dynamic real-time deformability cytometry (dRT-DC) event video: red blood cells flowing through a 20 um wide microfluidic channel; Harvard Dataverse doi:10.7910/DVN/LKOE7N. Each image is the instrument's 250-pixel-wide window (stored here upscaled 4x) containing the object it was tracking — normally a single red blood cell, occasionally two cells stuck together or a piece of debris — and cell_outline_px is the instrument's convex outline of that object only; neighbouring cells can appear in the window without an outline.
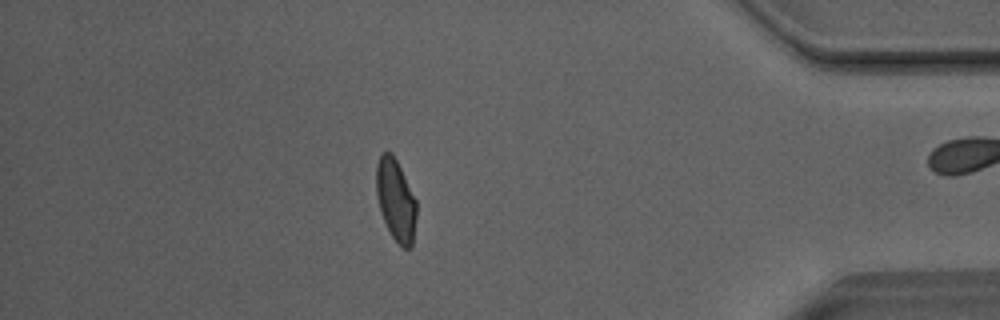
{"species": "Egyptian fruit bat (a non-hibernating species)", "species_latin": "Rousettus aegyptiacus", "temperature_condition": "room temperature", "stored_images_in_passage": 51, "camera_frame_rate_fps": 3000, "um_per_image_px": 0.085, "animal": {"sex": "male"}, "frame": {"image": 1, "passage_image": 44, "time_ms": 14.333, "image_size_px": [1000, 320], "cell_outline_px": [[416, 216], [412, 248], [404, 248], [392, 236], [384, 220], [376, 196], [376, 164], [380, 156], [384, 152], [392, 152], [416, 200]], "centroid_in_image_um": [33.63, 17.0], "position_along_channel_um": 401.6, "area_um2": 18.84}, "authors_computed_cell_mechanics": {"area_um2": 19.9988, "velocity_mm_per_s": 4.0564, "shape_relaxation_time_tau1_ms": 4.7296, "shape_relaxation_time_tau2_ms": 1.5695, "deformation_change_tau1": 0.1336, "deformation_change_tau2": 0.0693}}